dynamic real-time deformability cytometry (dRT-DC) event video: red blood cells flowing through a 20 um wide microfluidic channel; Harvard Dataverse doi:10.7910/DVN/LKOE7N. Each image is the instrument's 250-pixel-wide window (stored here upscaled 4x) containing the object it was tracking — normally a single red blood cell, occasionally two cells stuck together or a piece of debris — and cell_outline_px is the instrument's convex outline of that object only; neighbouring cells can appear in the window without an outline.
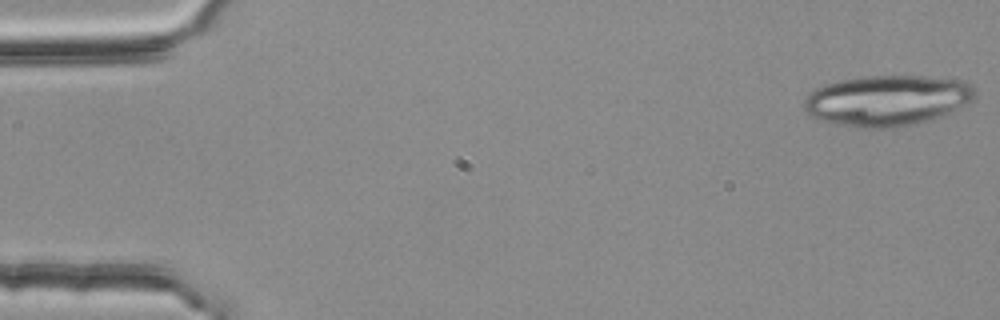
{"species": "common noctule bat (a hibernating species)", "species_latin": "Nyctalus noctula", "temperature_condition": "room temperature", "stored_images_in_passage": 21, "camera_frame_rate_fps": 3000, "um_per_image_px": 0.085, "animal": {"sex": "female", "body_mass_g": 25.1}, "frame": {"image": 1, "passage_image": 1, "time_ms": 0.0, "image_size_px": [1000, 320], "cell_outline_px": [[976, 100], [932, 120], [916, 124], [892, 128], [856, 128], [836, 124], [812, 116], [804, 112], [804, 100], [816, 88], [824, 84], [840, 80], [864, 76], [924, 76], [964, 80], [972, 84], [976, 88]], "centroid_in_image_um": [75.47, 8.54], "position_along_channel_um": 9.5, "area_um2": 50.98}}